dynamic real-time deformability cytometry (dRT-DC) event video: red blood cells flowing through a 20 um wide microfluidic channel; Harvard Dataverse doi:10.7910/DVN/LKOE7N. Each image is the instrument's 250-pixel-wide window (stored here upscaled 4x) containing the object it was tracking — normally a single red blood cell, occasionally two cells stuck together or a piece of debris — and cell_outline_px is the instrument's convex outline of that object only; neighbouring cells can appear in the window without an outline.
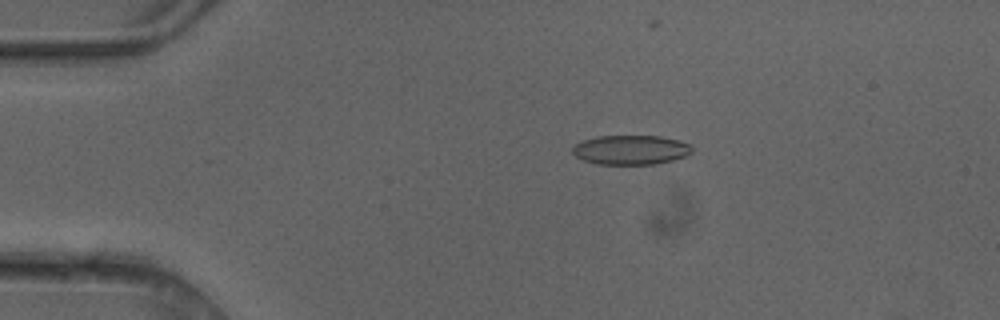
{"species": "common noctule bat (a hibernating species)", "species_latin": "Nyctalus noctula", "temperature_condition": "cold", "stored_images_in_passage": 5, "camera_frame_rate_fps": 3000, "um_per_image_px": 0.085, "animal": {"sex": "female"}, "frame": {"image": 1, "passage_image": 3, "time_ms": 0.667, "image_size_px": [1000, 320], "cell_outline_px": [[692, 152], [684, 156], [672, 160], [656, 164], [596, 164], [584, 160], [576, 156], [572, 152], [572, 148], [580, 140], [596, 136], [660, 136], [676, 140], [688, 144], [692, 148]], "centroid_in_image_um": [53.56, 12.73], "position_along_channel_um": 31.4, "area_um2": 20.4}}
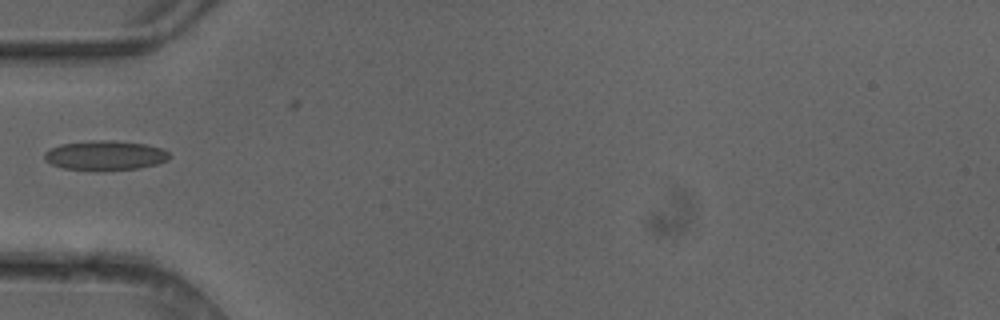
{"frame": {"image": 2, "passage_image": 5, "time_ms": 1.333, "image_size_px": [1000, 320], "cell_outline_px": [[172, 156], [168, 160], [156, 164], [140, 168], [104, 172], [96, 172], [64, 168], [52, 164], [44, 160], [44, 152], [48, 148], [60, 144], [92, 140], [116, 140], [144, 144], [164, 148]], "centroid_in_image_um": [8.93, 13.23], "position_along_channel_um": 76.1, "area_um2": 22.31}}